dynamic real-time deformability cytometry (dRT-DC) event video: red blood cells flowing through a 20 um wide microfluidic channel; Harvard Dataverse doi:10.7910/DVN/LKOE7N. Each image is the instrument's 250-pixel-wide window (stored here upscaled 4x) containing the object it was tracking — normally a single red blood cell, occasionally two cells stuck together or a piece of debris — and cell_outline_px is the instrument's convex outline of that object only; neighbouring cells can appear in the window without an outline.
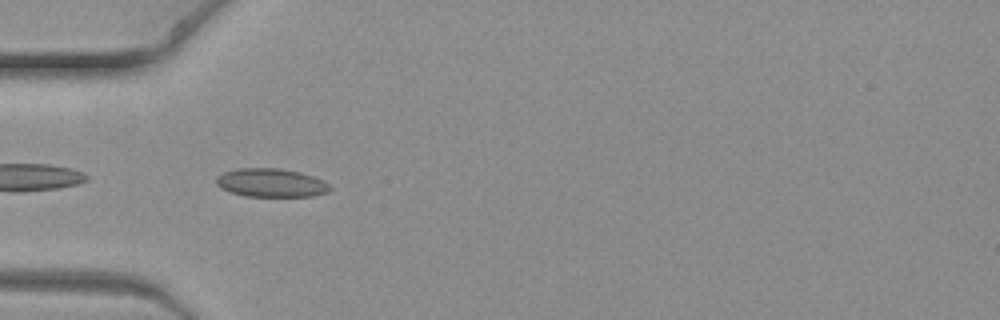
{"species": "common noctule bat (a hibernating species)", "species_latin": "Nyctalus noctula", "temperature_condition": "warm", "stored_images_in_passage": 6, "camera_frame_rate_fps": 3000, "um_per_image_px": 0.085, "animal": {"sex": "female", "body_mass_g": 19.3, "forearm_length_mm": 54.1}, "frame": {"image": 1, "passage_image": 5, "time_ms": 1.333, "image_size_px": [1000, 320], "cell_outline_px": [[332, 188], [328, 192], [312, 196], [244, 196], [220, 188], [216, 184], [216, 176], [224, 172], [240, 168], [280, 168], [300, 172], [312, 176], [328, 184]], "centroid_in_image_um": [23.02, 15.53], "position_along_channel_um": 62.0, "area_um2": 18.79}}